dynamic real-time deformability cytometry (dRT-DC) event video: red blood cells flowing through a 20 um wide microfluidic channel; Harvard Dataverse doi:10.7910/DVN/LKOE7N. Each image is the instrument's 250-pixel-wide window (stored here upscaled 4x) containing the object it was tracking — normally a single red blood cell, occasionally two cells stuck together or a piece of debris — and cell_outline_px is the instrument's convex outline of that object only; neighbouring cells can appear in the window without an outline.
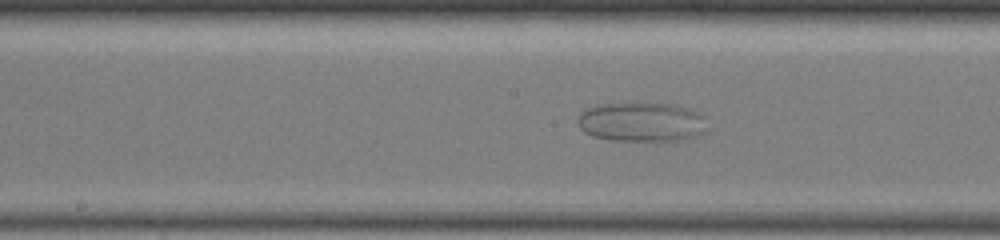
{"species": "common noctule bat (a hibernating species)", "species_latin": "Nyctalus noctula", "temperature_condition": "warm", "stored_images_in_passage": 50, "camera_frame_rate_fps": 3000, "um_per_image_px": 0.085, "animal": {"sex": "female", "body_mass_g": 19.5, "forearm_length_mm": 54.1}, "frame": {"image": 1, "passage_image": 19, "time_ms": 3.667, "image_size_px": [1000, 240], "cell_outline_px": [[708, 132], [700, 136], [684, 140], [608, 140], [592, 136], [584, 132], [580, 128], [580, 112], [588, 108], [600, 104], [676, 104], [692, 108], [700, 112], [704, 116]], "centroid_in_image_um": [54.64, 10.38], "position_along_channel_um": 193.6, "area_um2": 29.88}}
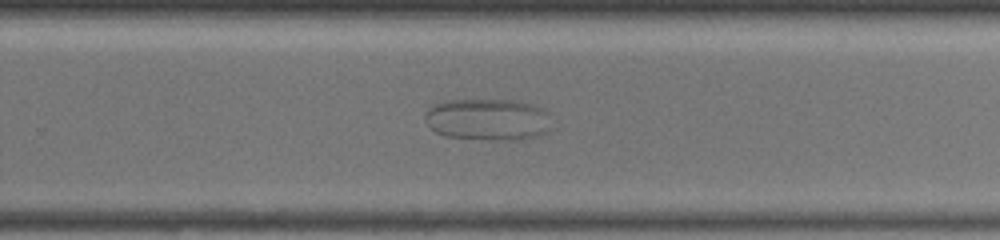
{"frame": {"image": 2, "passage_image": 31, "time_ms": 6.0, "image_size_px": [1000, 240], "cell_outline_px": [[544, 132], [540, 136], [520, 140], [488, 140], [444, 136], [436, 132], [428, 124], [424, 116], [428, 108], [432, 104], [444, 100], [516, 100], [540, 108], [544, 112]], "centroid_in_image_um": [41.32, 10.16], "position_along_channel_um": 288.5, "area_um2": 30.29}}
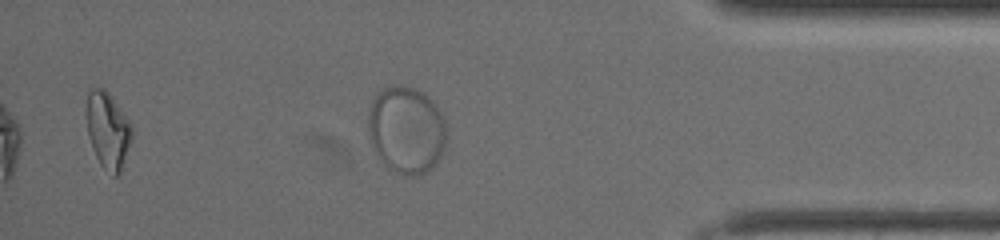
{"frame": {"image": 3, "passage_image": 49, "time_ms": 9.333, "image_size_px": [1000, 240], "cell_outline_px": [[132, 136], [120, 172], [116, 176], [112, 176], [100, 164], [96, 156], [88, 132], [88, 92], [92, 88], [104, 88], [108, 92], [132, 124]], "centroid_in_image_um": [9.2, 11.08], "position_along_channel_um": 426.0, "area_um2": 19.59}}